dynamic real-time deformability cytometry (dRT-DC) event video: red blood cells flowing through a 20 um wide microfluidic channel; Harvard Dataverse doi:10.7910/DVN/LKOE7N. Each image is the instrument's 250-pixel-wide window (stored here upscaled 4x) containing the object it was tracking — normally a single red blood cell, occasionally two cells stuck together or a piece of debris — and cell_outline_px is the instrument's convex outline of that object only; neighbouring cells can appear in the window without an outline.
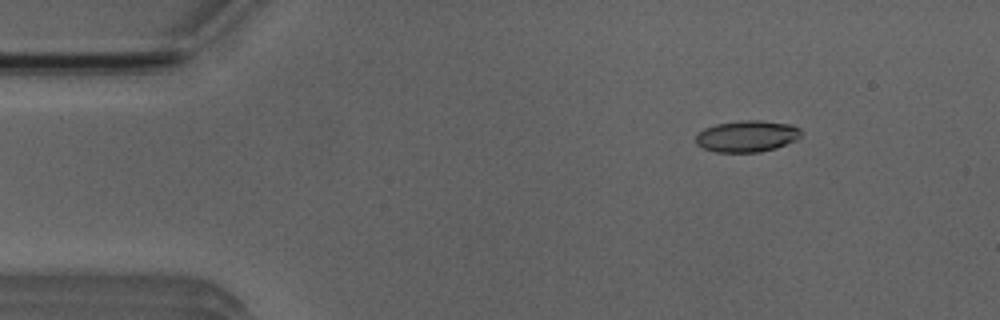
{"species": "Egyptian fruit bat (a non-hibernating species)", "species_latin": "Rousettus aegyptiacus", "temperature_condition": "room temperature", "stored_images_in_passage": 4, "camera_frame_rate_fps": 3000, "um_per_image_px": 0.085, "animal": {"sex": "male"}, "frame": {"image": 1, "passage_image": 2, "time_ms": 1.0, "image_size_px": [1000, 320], "cell_outline_px": [[800, 136], [796, 140], [776, 148], [760, 152], [716, 152], [704, 148], [696, 144], [696, 136], [704, 128], [716, 124], [740, 120], [760, 120], [792, 124], [800, 128]], "centroid_in_image_um": [63.5, 11.57], "position_along_channel_um": 21.5, "area_um2": 19.36}}
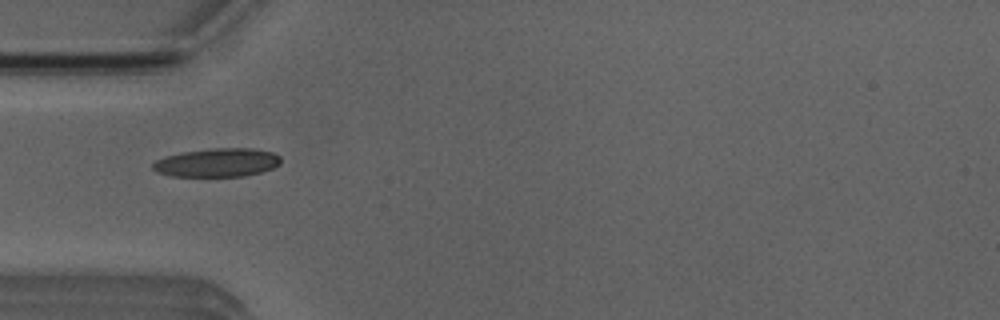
{"frame": {"image": 2, "passage_image": 4, "time_ms": 4.0, "image_size_px": [1000, 320], "cell_outline_px": [[280, 164], [272, 168], [260, 172], [244, 176], [172, 176], [156, 172], [152, 168], [152, 164], [156, 160], [164, 156], [180, 152], [212, 148], [252, 148], [272, 152], [280, 156]], "centroid_in_image_um": [18.43, 13.81], "position_along_channel_um": 66.6, "area_um2": 21.39}}